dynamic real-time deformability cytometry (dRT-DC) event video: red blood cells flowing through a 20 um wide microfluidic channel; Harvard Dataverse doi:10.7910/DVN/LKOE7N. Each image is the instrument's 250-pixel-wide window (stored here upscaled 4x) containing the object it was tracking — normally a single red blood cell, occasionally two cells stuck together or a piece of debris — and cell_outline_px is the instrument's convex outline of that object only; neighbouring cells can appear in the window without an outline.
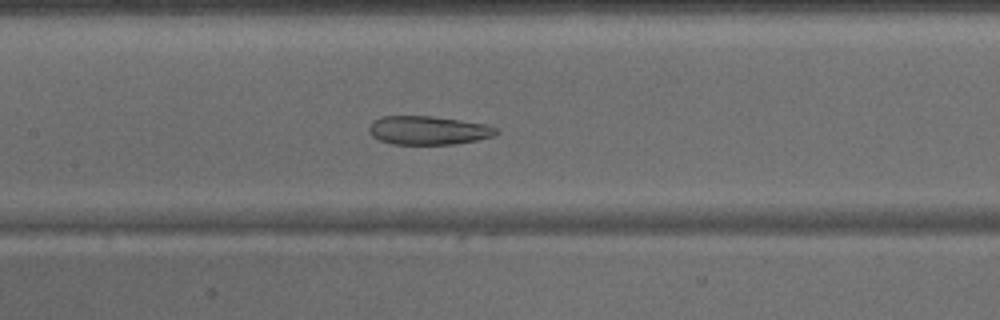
{"species": "common noctule bat (a hibernating species)", "species_latin": "Nyctalus noctula", "temperature_condition": "warm", "stored_images_in_passage": 44, "camera_frame_rate_fps": 3000, "um_per_image_px": 0.085, "animal": {"sex": "male", "body_mass_g": 15.6}, "frame": {"image": 1, "passage_image": 20, "time_ms": 6.333, "image_size_px": [1000, 320], "cell_outline_px": [[500, 132], [492, 136], [476, 140], [452, 144], [392, 144], [380, 140], [372, 136], [368, 132], [368, 128], [372, 120], [380, 116], [432, 116], [460, 120], [484, 124], [496, 128]], "centroid_in_image_um": [36.34, 11.07], "position_along_channel_um": 171.1, "area_um2": 21.21}}
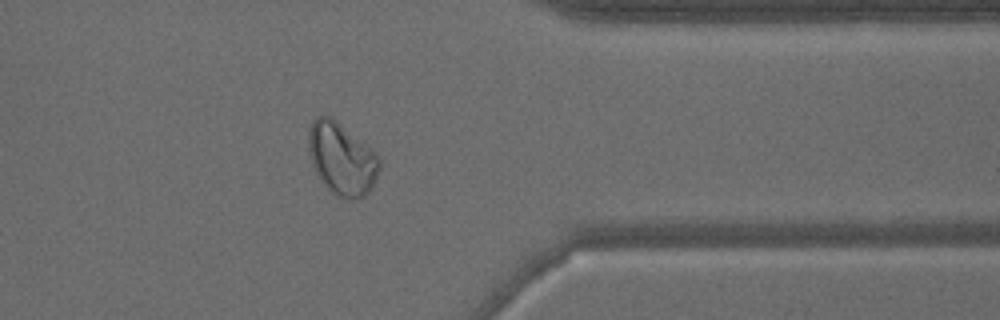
{"frame": {"image": 2, "passage_image": 35, "time_ms": 11.333, "image_size_px": [1000, 320], "cell_outline_px": [[380, 168], [372, 188], [364, 196], [356, 200], [340, 196], [332, 192], [320, 180], [312, 164], [308, 152], [308, 128], [312, 120], [316, 116], [332, 116], [372, 148], [376, 152], [380, 160]], "centroid_in_image_um": [29.05, 13.46], "position_along_channel_um": 382.4, "area_um2": 30.17}}
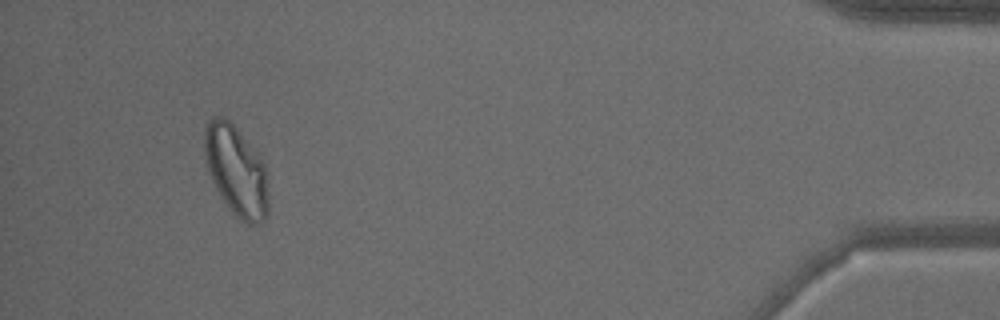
{"frame": {"image": 3, "passage_image": 41, "time_ms": 13.333, "image_size_px": [1000, 320], "cell_outline_px": [[268, 216], [260, 224], [248, 224], [240, 220], [232, 212], [220, 196], [208, 172], [204, 160], [204, 132], [208, 120], [212, 116], [224, 116], [236, 128], [260, 156], [268, 172]], "centroid_in_image_um": [20.09, 14.53], "position_along_channel_um": 415.1, "area_um2": 34.1}}